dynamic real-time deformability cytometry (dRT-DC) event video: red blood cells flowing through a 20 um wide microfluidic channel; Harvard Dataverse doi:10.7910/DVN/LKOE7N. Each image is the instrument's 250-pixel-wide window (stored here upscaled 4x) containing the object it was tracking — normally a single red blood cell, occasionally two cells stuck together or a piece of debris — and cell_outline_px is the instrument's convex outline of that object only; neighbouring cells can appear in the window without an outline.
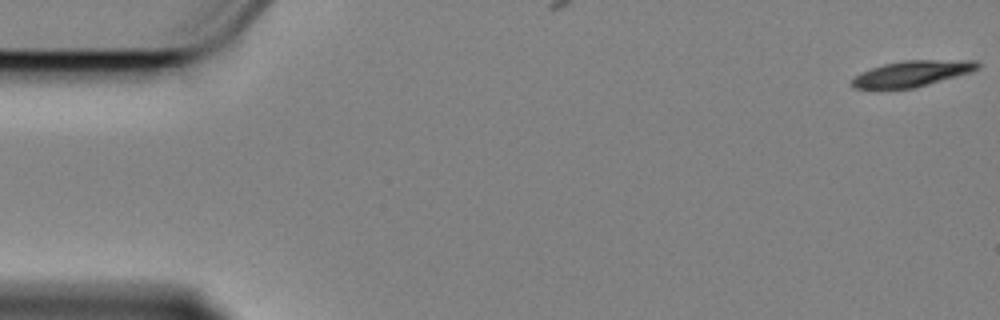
{"species": "Egyptian fruit bat (a non-hibernating species)", "species_latin": "Rousettus aegyptiacus", "temperature_condition": "cold", "stored_images_in_passage": 7, "camera_frame_rate_fps": 3000, "um_per_image_px": 0.085, "animal": {"sex": "female"}, "frame": {"image": 1, "passage_image": 1, "time_ms": 0.0, "image_size_px": [1000, 320], "cell_outline_px": [[980, 68], [968, 72], [912, 88], [852, 88], [852, 80], [860, 72], [884, 64], [904, 60], [976, 60], [980, 64]], "centroid_in_image_um": [77.51, 6.23], "position_along_channel_um": 7.5, "area_um2": 18.44}}